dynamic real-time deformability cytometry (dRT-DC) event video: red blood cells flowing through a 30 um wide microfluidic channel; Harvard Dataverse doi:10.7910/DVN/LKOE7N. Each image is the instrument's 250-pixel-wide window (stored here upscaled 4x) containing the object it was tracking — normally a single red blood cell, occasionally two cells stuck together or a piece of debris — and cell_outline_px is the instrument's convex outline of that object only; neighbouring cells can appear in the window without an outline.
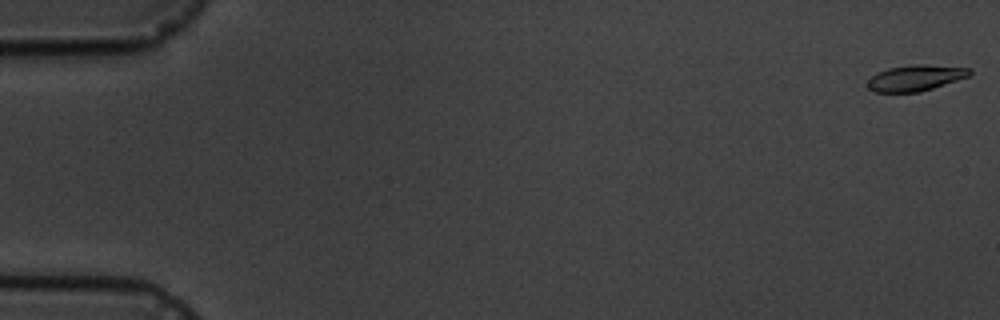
{"species": "common noctule bat (a hibernating species)", "species_latin": "Nyctalus noctula", "temperature_condition": "cold", "stored_images_in_passage": 5, "camera_frame_rate_fps": 3000, "um_per_image_px": 0.085, "animal": {"sex": "male", "body_mass_g": 19.5, "forearm_length_mm": 54.6}, "frame": {"image": 1, "passage_image": 1, "time_ms": 0.0, "image_size_px": [1000, 320], "cell_outline_px": [[972, 72], [968, 76], [920, 92], [876, 92], [868, 88], [868, 80], [872, 76], [888, 68], [916, 64], [924, 64], [972, 68]], "centroid_in_image_um": [77.83, 6.62], "position_along_channel_um": 7.2, "area_um2": 15.2}}
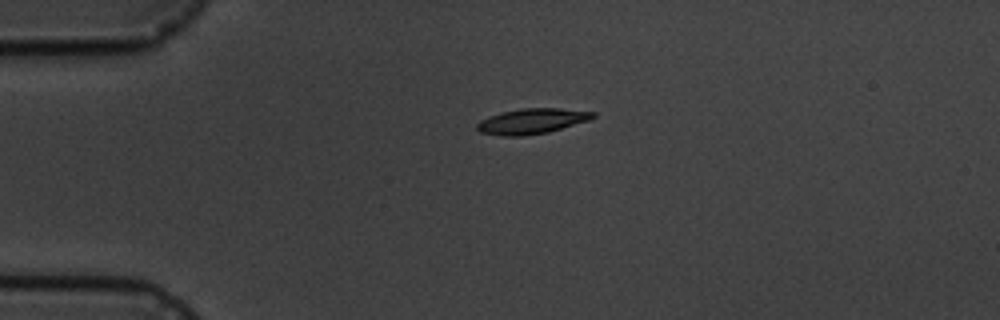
{"frame": {"image": 2, "passage_image": 4, "time_ms": 4.333, "image_size_px": [1000, 320], "cell_outline_px": [[596, 116], [588, 120], [548, 132], [524, 136], [500, 136], [480, 132], [476, 128], [476, 124], [480, 120], [488, 116], [500, 112], [520, 108], [560, 108], [596, 112]], "centroid_in_image_um": [45.16, 10.29], "position_along_channel_um": 39.8, "area_um2": 17.22}}